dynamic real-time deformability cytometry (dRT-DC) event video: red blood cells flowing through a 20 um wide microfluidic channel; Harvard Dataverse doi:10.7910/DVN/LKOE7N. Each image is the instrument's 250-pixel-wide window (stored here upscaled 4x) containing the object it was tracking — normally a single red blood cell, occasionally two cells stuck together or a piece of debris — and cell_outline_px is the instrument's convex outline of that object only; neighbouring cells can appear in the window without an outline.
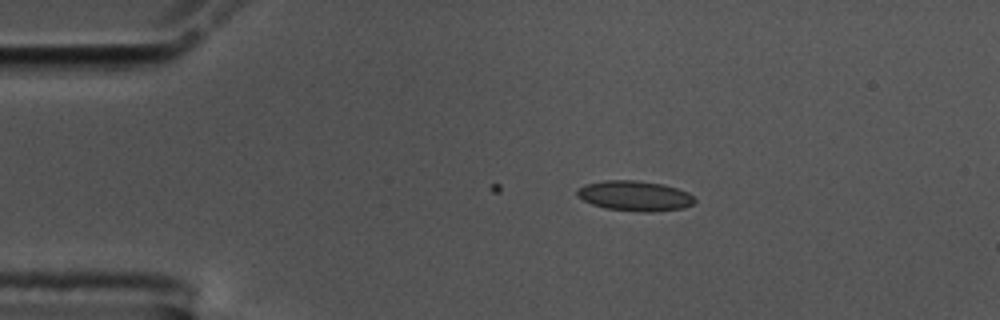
{"species": "common noctule bat (a hibernating species)", "species_latin": "Nyctalus noctula", "temperature_condition": "cold", "stored_images_in_passage": 8, "camera_frame_rate_fps": 3000, "um_per_image_px": 0.085, "animal": {"sex": "male", "body_mass_g": 17.5, "forearm_length_mm": 52.3}, "frame": {"image": 1, "passage_image": 1, "time_ms": 0.0, "image_size_px": [1000, 320], "cell_outline_px": [[696, 200], [692, 204], [684, 208], [652, 212], [644, 212], [604, 208], [592, 204], [576, 196], [576, 188], [584, 184], [604, 180], [636, 180], [664, 184], [688, 192]], "centroid_in_image_um": [53.92, 16.64], "position_along_channel_um": 31.1, "area_um2": 20.81}}